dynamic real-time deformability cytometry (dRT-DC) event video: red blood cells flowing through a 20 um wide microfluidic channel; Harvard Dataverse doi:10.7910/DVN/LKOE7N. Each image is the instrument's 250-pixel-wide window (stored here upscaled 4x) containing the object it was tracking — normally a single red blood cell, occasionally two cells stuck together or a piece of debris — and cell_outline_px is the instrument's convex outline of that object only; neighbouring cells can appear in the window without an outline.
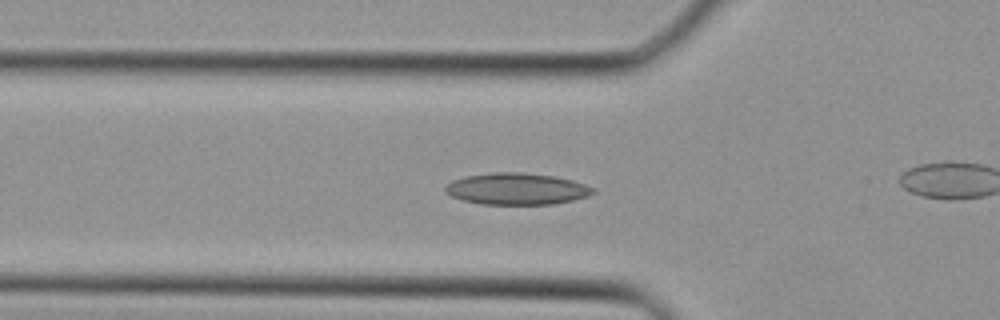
{"species": "Egyptian fruit bat (a non-hibernating species)", "species_latin": "Rousettus aegyptiacus", "temperature_condition": "cold", "stored_images_in_passage": 24, "camera_frame_rate_fps": 3000, "um_per_image_px": 0.085, "animal": {"sex": "female"}, "frame": {"image": 1, "passage_image": 11, "time_ms": 3.333, "image_size_px": [1000, 320], "cell_outline_px": [[596, 192], [588, 196], [572, 200], [552, 204], [480, 204], [464, 200], [452, 196], [444, 192], [444, 188], [452, 180], [464, 176], [492, 172], [520, 172], [556, 176], [572, 180], [596, 188]], "centroid_in_image_um": [43.92, 16.04], "position_along_channel_um": 81.9, "area_um2": 27.34}}
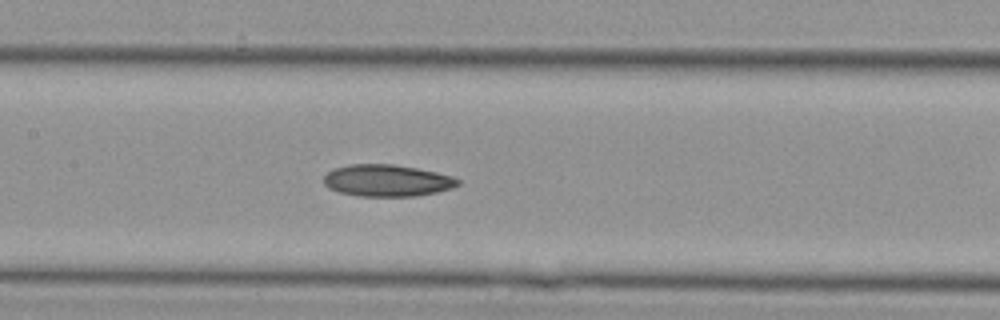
{"frame": {"image": 2, "passage_image": 16, "time_ms": 5.0, "image_size_px": [1000, 320], "cell_outline_px": [[460, 184], [452, 188], [436, 192], [412, 196], [360, 196], [340, 192], [328, 188], [324, 184], [324, 176], [328, 172], [336, 168], [348, 164], [392, 164], [416, 168], [436, 172], [452, 176], [460, 180]], "centroid_in_image_um": [32.9, 15.34], "position_along_channel_um": 174.5, "area_um2": 24.74}}
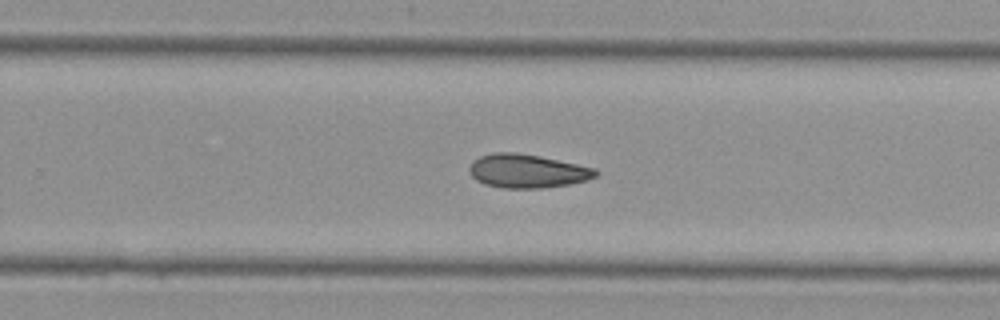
{"frame": {"image": 3, "passage_image": 22, "time_ms": 7.0, "image_size_px": [1000, 320], "cell_outline_px": [[600, 172], [596, 176], [588, 180], [568, 184], [540, 188], [504, 188], [484, 184], [476, 180], [472, 176], [468, 168], [472, 160], [480, 156], [496, 152], [516, 152], [540, 156], [596, 168]], "centroid_in_image_um": [44.81, 14.53], "position_along_channel_um": 285.0, "area_um2": 24.85}}